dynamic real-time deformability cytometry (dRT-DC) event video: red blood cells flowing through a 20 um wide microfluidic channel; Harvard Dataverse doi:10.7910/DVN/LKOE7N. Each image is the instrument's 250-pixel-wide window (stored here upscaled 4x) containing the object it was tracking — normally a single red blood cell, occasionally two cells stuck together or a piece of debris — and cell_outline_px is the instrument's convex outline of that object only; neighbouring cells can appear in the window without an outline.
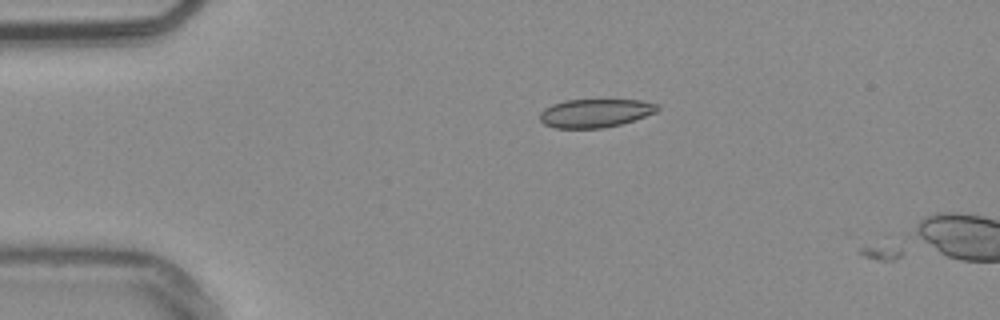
{"species": "common noctule bat (a hibernating species)", "species_latin": "Nyctalus noctula", "temperature_condition": "warm", "stored_images_in_passage": 5, "camera_frame_rate_fps": 3000, "um_per_image_px": 0.085, "animal": {"sex": "male", "body_mass_g": 20.4}, "frame": {"image": 1, "passage_image": 3, "time_ms": 0.667, "image_size_px": [1000, 320], "cell_outline_px": [[660, 108], [656, 112], [620, 124], [604, 128], [556, 128], [544, 124], [540, 120], [540, 112], [544, 108], [552, 104], [564, 100], [640, 100], [660, 104]], "centroid_in_image_um": [50.58, 9.61], "position_along_channel_um": 34.4, "area_um2": 19.48}}